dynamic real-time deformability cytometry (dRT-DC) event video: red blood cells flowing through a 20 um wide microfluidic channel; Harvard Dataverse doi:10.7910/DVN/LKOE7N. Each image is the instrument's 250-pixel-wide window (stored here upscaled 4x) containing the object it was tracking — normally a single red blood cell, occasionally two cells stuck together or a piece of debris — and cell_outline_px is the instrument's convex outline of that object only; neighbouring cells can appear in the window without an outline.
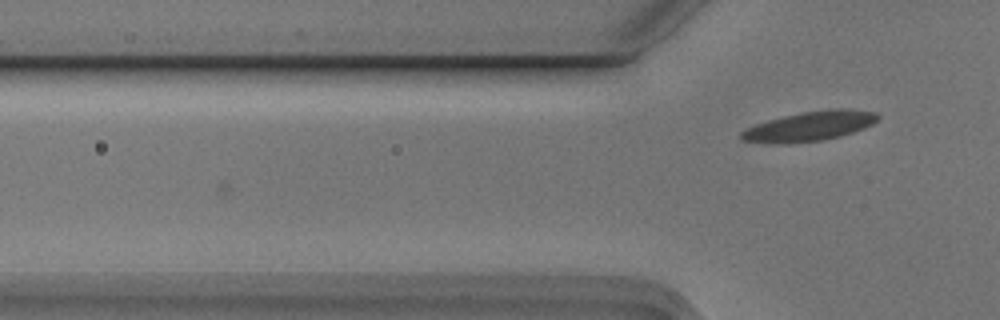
{"species": "Egyptian fruit bat (a non-hibernating species)", "species_latin": "Rousettus aegyptiacus", "temperature_condition": "cold", "stored_images_in_passage": 5, "camera_frame_rate_fps": 3000, "um_per_image_px": 0.085, "animal": {"sex": "male"}, "frame": {"image": 1, "passage_image": 5, "time_ms": 1.333, "image_size_px": [1000, 320], "cell_outline_px": [[880, 116], [872, 124], [864, 128], [840, 136], [820, 140], [772, 144], [740, 140], [740, 132], [756, 124], [768, 120], [784, 116], [804, 112], [832, 108], [848, 108], [876, 112]], "centroid_in_image_um": [68.82, 10.71], "position_along_channel_um": 57.0, "area_um2": 23.35}}